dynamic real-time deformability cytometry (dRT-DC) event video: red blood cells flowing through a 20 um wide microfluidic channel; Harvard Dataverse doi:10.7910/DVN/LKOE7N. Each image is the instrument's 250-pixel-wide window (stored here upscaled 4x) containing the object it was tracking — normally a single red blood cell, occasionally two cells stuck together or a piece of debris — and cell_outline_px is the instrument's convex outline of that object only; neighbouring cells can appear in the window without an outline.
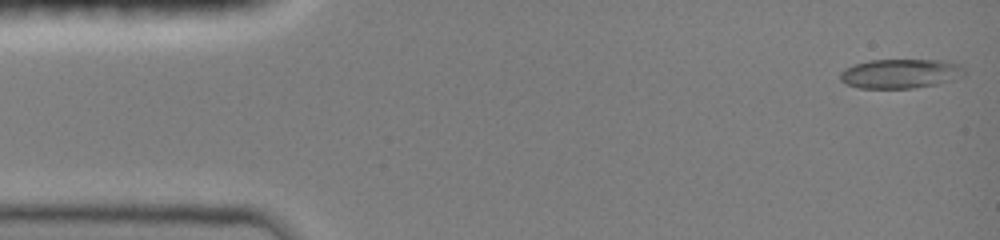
{"species": "common noctule bat (a hibernating species)", "species_latin": "Nyctalus noctula", "temperature_condition": "room temperature", "stored_images_in_passage": 47, "camera_frame_rate_fps": 3000, "um_per_image_px": 0.085, "animal": {"sex": "female", "body_mass_g": 19.0, "forearm_length_mm": 51.5}, "frame": {"image": 1, "passage_image": 1, "time_ms": 0.0, "image_size_px": [1000, 240], "cell_outline_px": [[964, 76], [956, 80], [936, 84], [912, 88], [860, 88], [844, 84], [840, 80], [840, 72], [844, 68], [852, 64], [868, 60], [944, 60], [960, 64], [964, 68]], "centroid_in_image_um": [76.53, 6.25], "position_along_channel_um": 8.5, "area_um2": 21.62}}
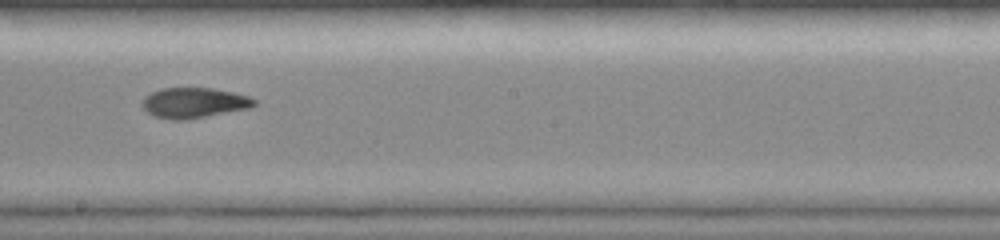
{"frame": {"image": 2, "passage_image": 26, "time_ms": 8.333, "image_size_px": [1000, 240], "cell_outline_px": [[256, 104], [252, 108], [188, 120], [172, 120], [152, 116], [140, 104], [144, 96], [160, 88], [212, 88], [232, 92], [248, 96], [256, 100]], "centroid_in_image_um": [16.48, 8.75], "position_along_channel_um": 231.7, "area_um2": 20.11}}
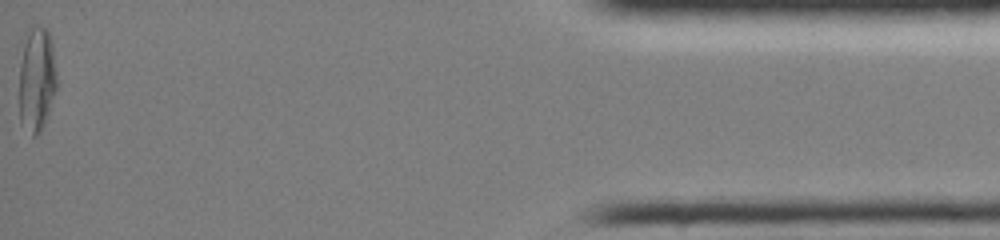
{"frame": {"image": 3, "passage_image": 47, "time_ms": 15.333, "image_size_px": [1000, 240], "cell_outline_px": [[56, 88], [44, 124], [40, 132], [36, 136], [32, 136], [20, 120], [20, 64], [28, 24], [36, 24], [48, 28], [52, 40], [56, 72]], "centroid_in_image_um": [3.13, 6.64], "position_along_channel_um": 432.1, "area_um2": 23.0}, "authors_computed_cell_mechanics": {"area_um2": 20.3456, "velocity_mm_per_s": 4.041, "shape_relaxation_time_tau1_ms": null, "shape_relaxation_time_tau2_ms": 2.725, "deformation_change_tau1": null, "deformation_change_tau2": 0.0737}}